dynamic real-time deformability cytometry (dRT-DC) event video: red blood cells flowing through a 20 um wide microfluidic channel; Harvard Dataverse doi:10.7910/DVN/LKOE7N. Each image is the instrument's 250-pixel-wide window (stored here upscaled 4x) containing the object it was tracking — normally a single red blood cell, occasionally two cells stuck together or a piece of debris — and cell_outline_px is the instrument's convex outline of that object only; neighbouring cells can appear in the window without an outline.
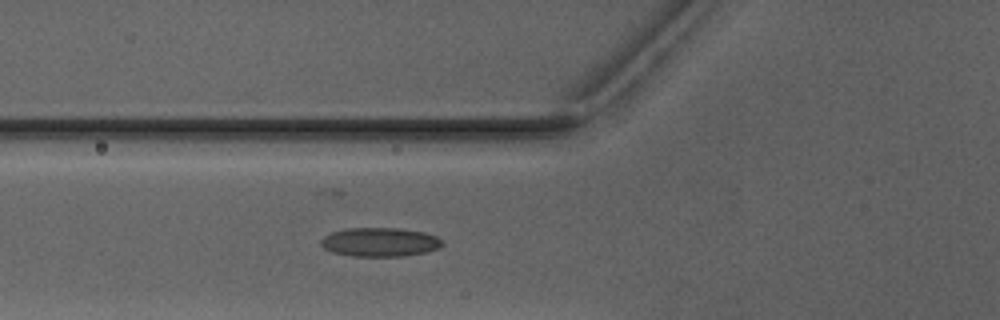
{"species": "Egyptian fruit bat (a non-hibernating species)", "species_latin": "Rousettus aegyptiacus", "temperature_condition": "warm", "stored_images_in_passage": 6, "camera_frame_rate_fps": 3000, "um_per_image_px": 0.085, "animal": {"sex": "male"}, "frame": {"image": 1, "passage_image": 6, "time_ms": 6.0, "image_size_px": [1000, 320], "cell_outline_px": [[444, 244], [428, 252], [404, 256], [352, 256], [332, 252], [324, 248], [320, 244], [320, 240], [324, 236], [332, 232], [348, 228], [396, 228], [424, 232], [436, 236], [444, 240]], "centroid_in_image_um": [32.3, 20.58], "position_along_channel_um": 93.5, "area_um2": 20.52}}